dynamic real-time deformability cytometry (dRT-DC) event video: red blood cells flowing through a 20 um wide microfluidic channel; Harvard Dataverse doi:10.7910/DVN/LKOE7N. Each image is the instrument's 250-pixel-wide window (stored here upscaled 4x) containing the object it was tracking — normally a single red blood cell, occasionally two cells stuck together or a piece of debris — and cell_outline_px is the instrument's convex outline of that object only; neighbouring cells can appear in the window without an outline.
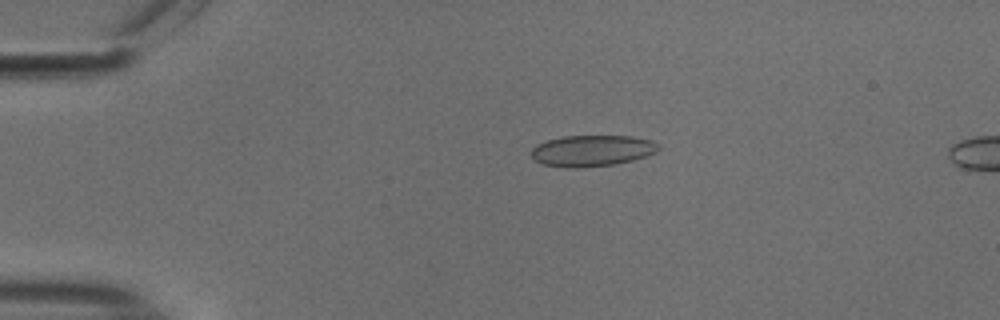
{"species": "common noctule bat (a hibernating species)", "species_latin": "Nyctalus noctula", "temperature_condition": "cold", "stored_images_in_passage": 54, "camera_frame_rate_fps": 3000, "um_per_image_px": 0.085, "animal": {"sex": "male", "body_mass_g": 18.8}, "frame": {"image": 1, "passage_image": 12, "time_ms": 3.667, "image_size_px": [1000, 320], "cell_outline_px": [[660, 148], [656, 152], [632, 160], [616, 164], [580, 168], [564, 168], [544, 164], [536, 160], [532, 156], [532, 148], [536, 144], [548, 140], [564, 136], [632, 136], [652, 140], [660, 144]], "centroid_in_image_um": [50.34, 12.81], "position_along_channel_um": 34.7, "area_um2": 23.18}}
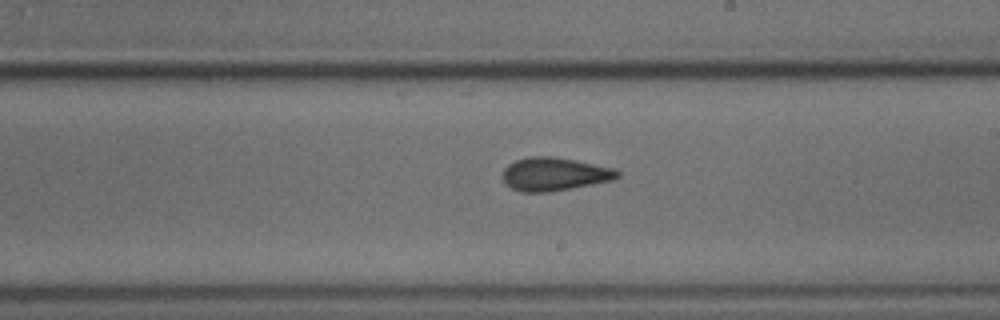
{"frame": {"image": 2, "passage_image": 32, "time_ms": 10.333, "image_size_px": [1000, 320], "cell_outline_px": [[620, 176], [616, 180], [572, 188], [548, 192], [520, 192], [504, 184], [504, 168], [508, 164], [516, 160], [528, 156], [552, 156], [576, 160], [616, 168], [620, 172]], "centroid_in_image_um": [47.17, 14.8], "position_along_channel_um": 241.8, "area_um2": 22.54}}
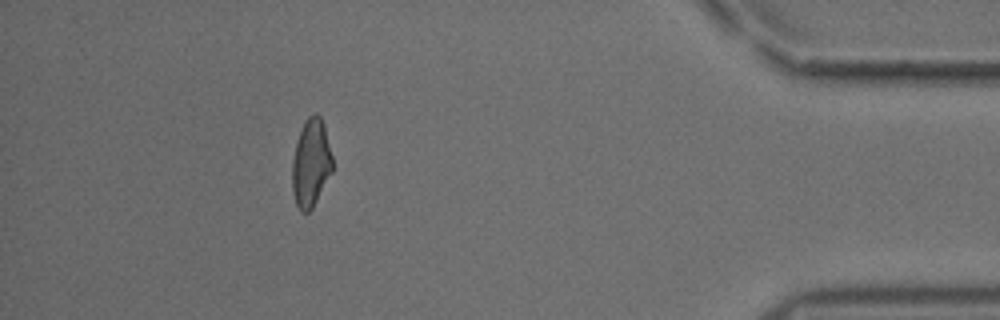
{"frame": {"image": 3, "passage_image": 49, "time_ms": 16.0, "image_size_px": [1000, 320], "cell_outline_px": [[332, 172], [312, 208], [308, 212], [300, 212], [296, 204], [292, 192], [292, 160], [296, 144], [300, 132], [308, 116], [316, 112], [320, 116], [324, 124], [332, 156]], "centroid_in_image_um": [26.42, 13.87], "position_along_channel_um": 408.8, "area_um2": 20.52}, "authors_computed_cell_mechanics": {"area_um2": 22.3397, "velocity_mm_per_s": 3.7809, "shape_relaxation_time_tau1_ms": null, "shape_relaxation_time_tau2_ms": 1.2774, "deformation_change_tau1": null, "deformation_change_tau2": 0.0558}}